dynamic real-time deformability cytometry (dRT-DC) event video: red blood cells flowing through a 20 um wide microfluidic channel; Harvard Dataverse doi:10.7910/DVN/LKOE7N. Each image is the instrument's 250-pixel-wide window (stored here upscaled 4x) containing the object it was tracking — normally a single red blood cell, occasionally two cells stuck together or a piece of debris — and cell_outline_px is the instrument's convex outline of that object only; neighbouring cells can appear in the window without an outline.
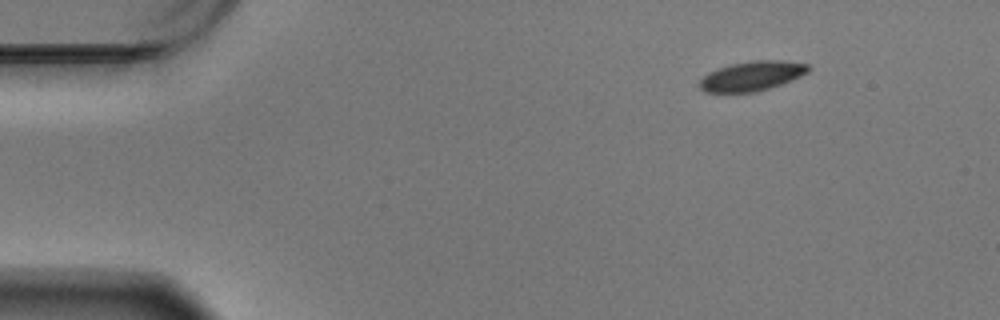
{"species": "Egyptian fruit bat (a non-hibernating species)", "species_latin": "Rousettus aegyptiacus", "temperature_condition": "warm", "stored_images_in_passage": 53, "camera_frame_rate_fps": 3000, "um_per_image_px": 0.085, "animal": {"sex": "male"}, "frame": {"image": 1, "passage_image": 1, "time_ms": 0.0, "image_size_px": [1000, 320], "cell_outline_px": [[812, 68], [808, 72], [800, 76], [780, 84], [756, 92], [704, 92], [696, 84], [708, 72], [728, 64], [752, 60], [784, 60], [808, 64]], "centroid_in_image_um": [63.88, 6.44], "position_along_channel_um": 21.1, "area_um2": 18.9}}
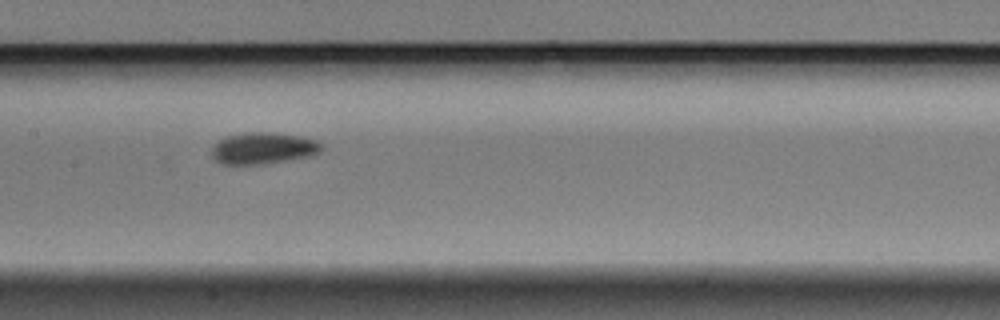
{"frame": {"image": 2, "passage_image": 23, "time_ms": 7.333, "image_size_px": [1000, 320], "cell_outline_px": [[324, 148], [320, 152], [308, 156], [260, 164], [224, 164], [216, 160], [212, 156], [212, 148], [220, 140], [228, 136], [244, 132], [276, 132], [300, 136], [316, 140], [324, 144]], "centroid_in_image_um": [22.41, 12.58], "position_along_channel_um": 185.0, "area_um2": 20.06}}
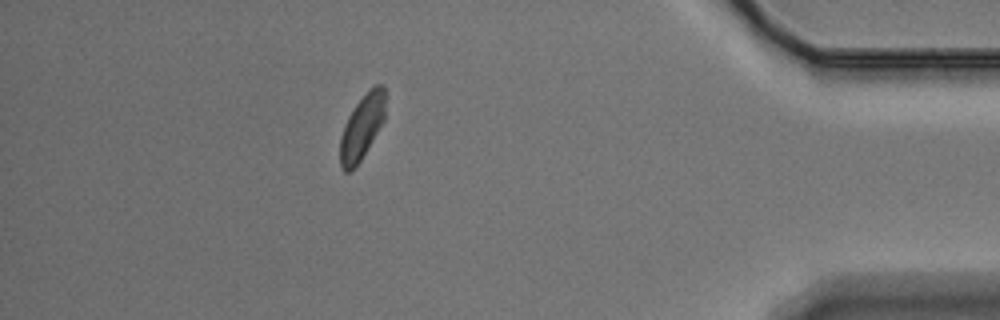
{"frame": {"image": 3, "passage_image": 46, "time_ms": 15.0, "image_size_px": [1000, 320], "cell_outline_px": [[384, 120], [360, 160], [348, 172], [344, 172], [340, 168], [340, 136], [344, 124], [348, 116], [356, 104], [372, 84], [384, 84]], "centroid_in_image_um": [30.74, 10.76], "position_along_channel_um": 404.5, "area_um2": 16.82}, "authors_computed_cell_mechanics": {"area_um2": 18.9584, "velocity_mm_per_s": 3.4262, "shape_relaxation_time_tau1_ms": 3.2144, "shape_relaxation_time_tau2_ms": null, "deformation_change_tau1": 0.0788, "deformation_change_tau2": null}}